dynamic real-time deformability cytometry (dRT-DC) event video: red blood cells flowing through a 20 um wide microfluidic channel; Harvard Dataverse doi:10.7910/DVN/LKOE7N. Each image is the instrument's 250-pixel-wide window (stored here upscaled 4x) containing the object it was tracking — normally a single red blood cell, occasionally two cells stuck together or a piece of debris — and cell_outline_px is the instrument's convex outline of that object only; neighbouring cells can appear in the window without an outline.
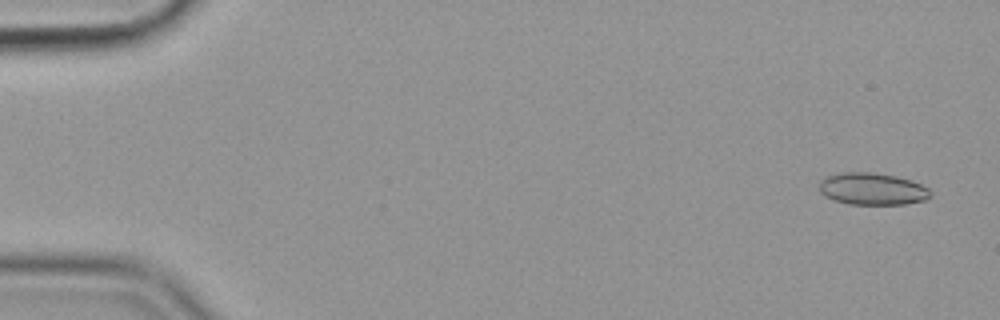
{"species": "common noctule bat (a hibernating species)", "species_latin": "Nyctalus noctula", "temperature_condition": "cold", "stored_images_in_passage": 53, "camera_frame_rate_fps": 3000, "um_per_image_px": 0.085, "animal": {"sex": "female", "body_mass_g": 19.9}, "frame": {"image": 1, "passage_image": 3, "time_ms": 0.667, "image_size_px": [1000, 320], "cell_outline_px": [[932, 196], [924, 200], [904, 204], [848, 204], [832, 200], [824, 196], [820, 192], [820, 180], [828, 176], [844, 172], [872, 172], [896, 176], [912, 180], [928, 188], [932, 192]], "centroid_in_image_um": [74.15, 16.06], "position_along_channel_um": 10.8, "area_um2": 20.87}}
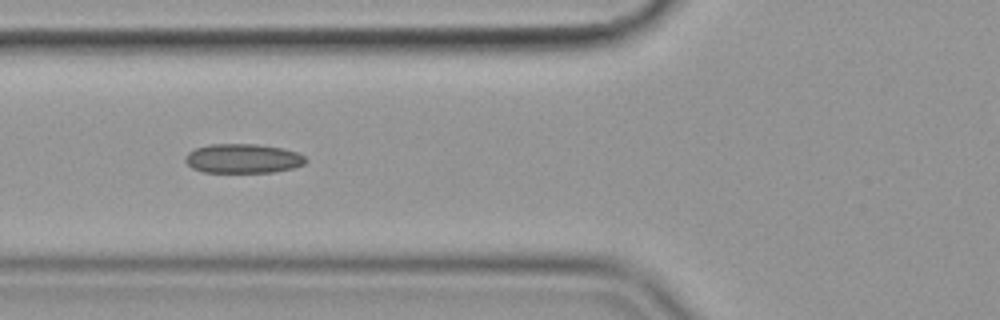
{"frame": {"image": 2, "passage_image": 22, "time_ms": 7.0, "image_size_px": [1000, 320], "cell_outline_px": [[308, 160], [304, 164], [296, 168], [272, 172], [204, 172], [192, 168], [184, 160], [184, 156], [188, 152], [196, 148], [208, 144], [256, 144], [284, 148], [296, 152], [304, 156]], "centroid_in_image_um": [20.66, 13.47], "position_along_channel_um": 105.1, "area_um2": 20.75}}
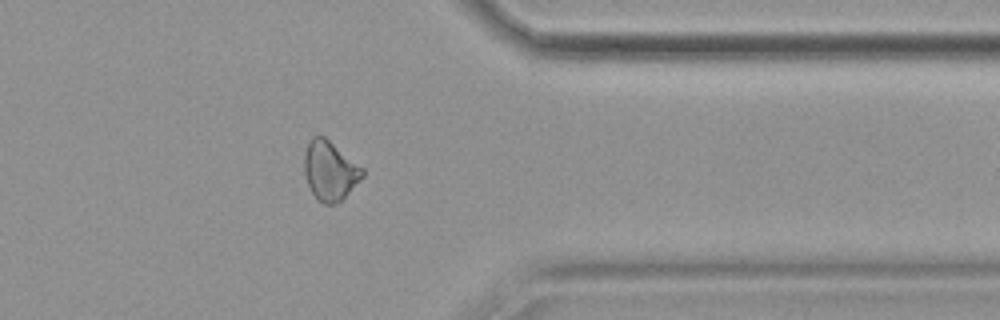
{"frame": {"image": 3, "passage_image": 46, "time_ms": 15.0, "image_size_px": [1000, 320], "cell_outline_px": [[364, 176], [340, 200], [332, 204], [324, 204], [316, 200], [304, 176], [304, 156], [308, 144], [312, 136], [324, 136], [364, 168]], "centroid_in_image_um": [28.03, 14.5], "position_along_channel_um": 383.4, "area_um2": 19.94}, "authors_computed_cell_mechanics": {"area_um2": 20.23, "velocity_mm_per_s": 3.5929, "shape_relaxation_time_tau1_ms": 10.8692, "shape_relaxation_time_tau2_ms": 6.9441, "deformation_change_tau1": 0.1624, "deformation_change_tau2": 0.1243}}